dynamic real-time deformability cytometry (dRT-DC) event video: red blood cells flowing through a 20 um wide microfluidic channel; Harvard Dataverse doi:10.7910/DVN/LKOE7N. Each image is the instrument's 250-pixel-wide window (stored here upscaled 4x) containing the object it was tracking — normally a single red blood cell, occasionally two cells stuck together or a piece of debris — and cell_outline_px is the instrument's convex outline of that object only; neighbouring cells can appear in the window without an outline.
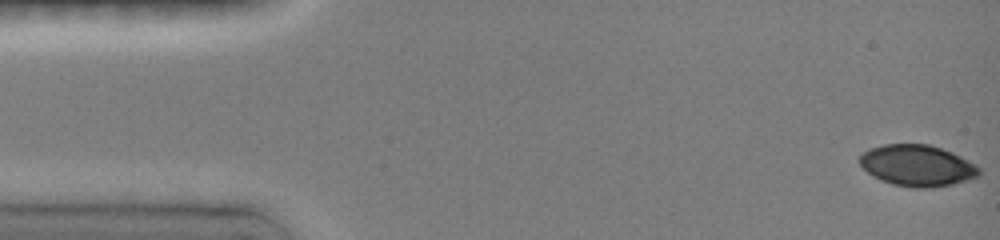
{"species": "common noctule bat (a hibernating species)", "species_latin": "Nyctalus noctula", "temperature_condition": "room temperature", "stored_images_in_passage": 78, "camera_frame_rate_fps": 3000, "um_per_image_px": 0.085, "animal": {"sex": "female", "body_mass_g": 19.0, "forearm_length_mm": 51.5}, "frame": {"image": 1, "passage_image": 1, "time_ms": 0.0, "image_size_px": [1000, 240], "cell_outline_px": [[980, 176], [968, 180], [952, 184], [932, 188], [912, 188], [892, 184], [880, 180], [872, 176], [860, 164], [860, 156], [868, 148], [884, 144], [928, 144], [952, 152], [976, 164], [980, 168]], "centroid_in_image_um": [77.98, 14.08], "position_along_channel_um": 7.0, "area_um2": 28.9}}
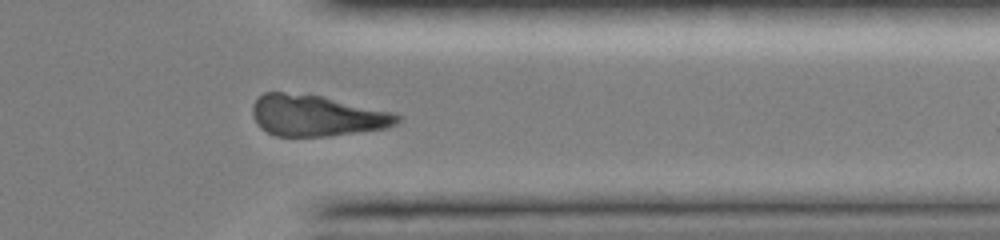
{"frame": {"image": 2, "passage_image": 62, "time_ms": 12.333, "image_size_px": [1000, 240], "cell_outline_px": [[400, 120], [396, 124], [384, 128], [328, 136], [276, 136], [260, 128], [256, 124], [252, 116], [252, 104], [264, 92], [284, 92], [320, 96], [396, 112], [400, 116]], "centroid_in_image_um": [26.89, 9.82], "position_along_channel_um": 384.5, "area_um2": 34.68}}
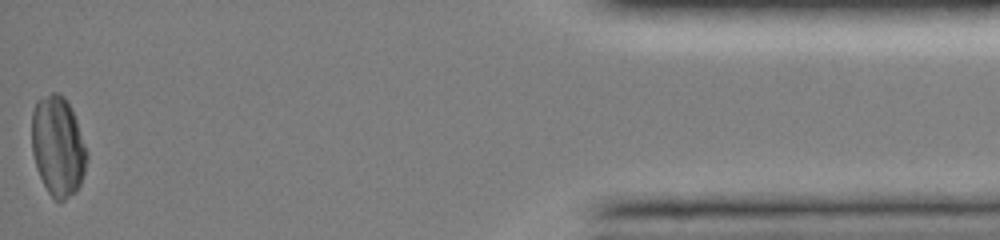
{"frame": {"image": 3, "passage_image": 77, "time_ms": 15.333, "image_size_px": [1000, 240], "cell_outline_px": [[88, 160], [80, 184], [76, 192], [60, 204], [48, 192], [36, 168], [32, 152], [32, 112], [36, 100], [52, 92], [56, 92], [64, 96], [68, 100], [76, 120], [88, 152]], "centroid_in_image_um": [4.93, 12.43], "position_along_channel_um": 430.3, "area_um2": 32.43}}